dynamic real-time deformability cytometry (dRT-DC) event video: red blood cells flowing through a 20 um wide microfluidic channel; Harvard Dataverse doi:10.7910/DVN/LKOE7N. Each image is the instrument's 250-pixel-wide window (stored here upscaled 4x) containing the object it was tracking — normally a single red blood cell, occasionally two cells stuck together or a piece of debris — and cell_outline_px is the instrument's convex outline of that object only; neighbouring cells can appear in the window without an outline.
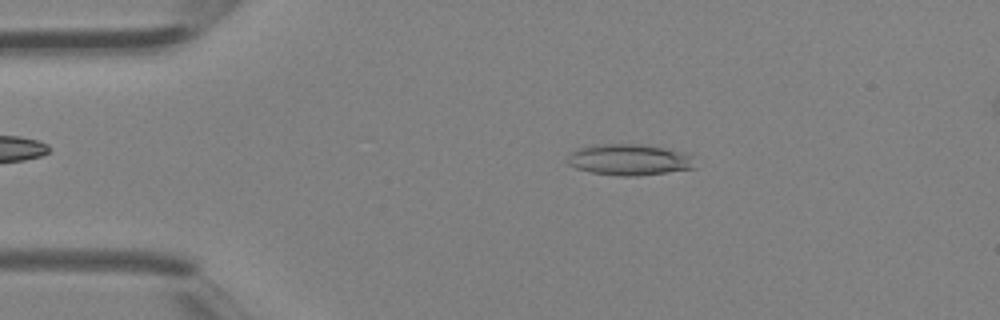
{"species": "Egyptian fruit bat (a non-hibernating species)", "species_latin": "Rousettus aegyptiacus", "temperature_condition": "room temperature", "stored_images_in_passage": 35, "camera_frame_rate_fps": 3000, "um_per_image_px": 0.085, "animal": {"sex": "female"}, "frame": {"image": 1, "passage_image": 3, "time_ms": 0.667, "image_size_px": [1000, 320], "cell_outline_px": [[696, 168], [668, 172], [636, 176], [620, 176], [592, 172], [576, 168], [568, 164], [568, 156], [572, 152], [580, 148], [596, 144], [640, 144], [688, 152], [692, 156]], "centroid_in_image_um": [53.54, 13.57], "position_along_channel_um": 31.5, "area_um2": 23.18}}
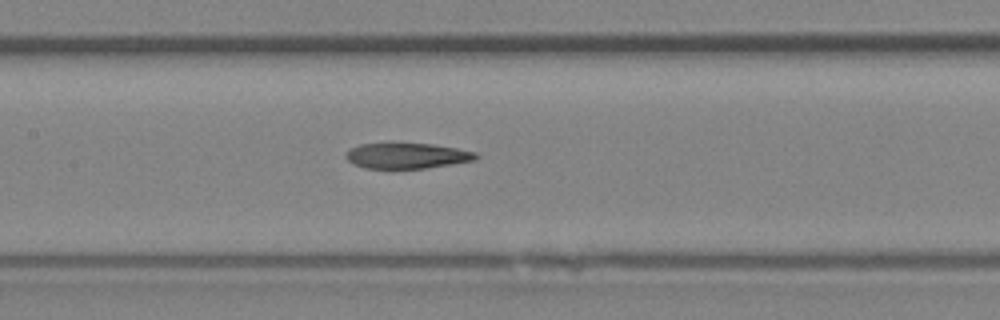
{"frame": {"image": 2, "passage_image": 14, "time_ms": 4.333, "image_size_px": [1000, 320], "cell_outline_px": [[480, 156], [476, 160], [424, 168], [392, 172], [364, 168], [348, 160], [344, 156], [352, 148], [360, 144], [432, 144], [456, 148], [476, 152]], "centroid_in_image_um": [34.58, 13.29], "position_along_channel_um": 172.8, "area_um2": 19.83}}
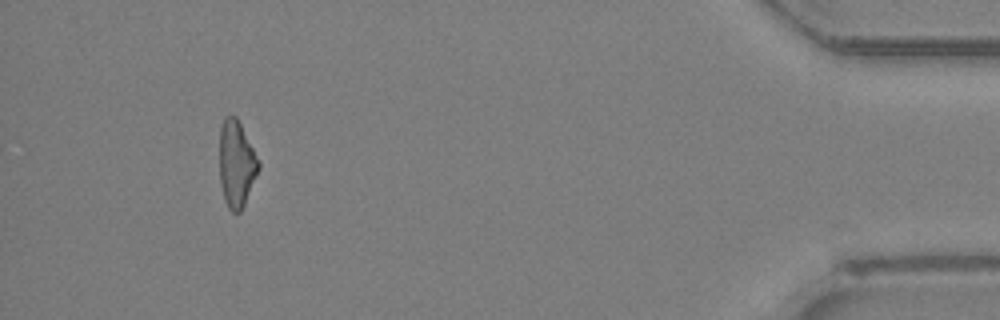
{"frame": {"image": 3, "passage_image": 32, "time_ms": 10.333, "image_size_px": [1000, 320], "cell_outline_px": [[260, 168], [244, 204], [240, 212], [232, 212], [228, 208], [224, 200], [220, 184], [220, 128], [224, 116], [236, 116], [260, 160]], "centroid_in_image_um": [20.1, 13.92], "position_along_channel_um": 415.1, "area_um2": 19.77}}